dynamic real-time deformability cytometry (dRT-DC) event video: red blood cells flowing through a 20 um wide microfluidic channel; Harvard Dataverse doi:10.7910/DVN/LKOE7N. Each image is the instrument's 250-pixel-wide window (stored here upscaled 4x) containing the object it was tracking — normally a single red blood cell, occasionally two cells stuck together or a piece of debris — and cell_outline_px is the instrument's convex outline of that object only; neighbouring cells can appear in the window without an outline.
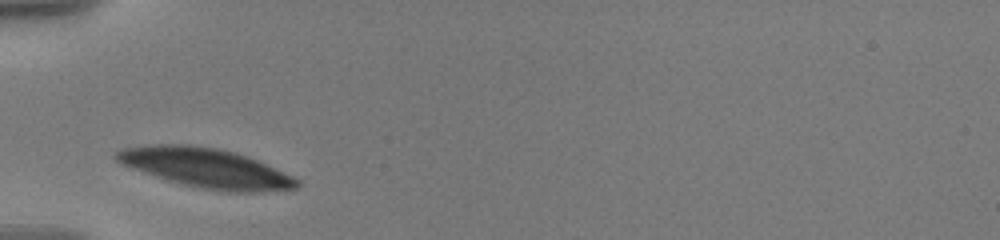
{"species": "human", "species_latin": "Homo sapiens", "temperature_condition": "warm", "stored_images_in_passage": 18, "camera_frame_rate_fps": 3000, "um_per_image_px": 0.085, "donor": {"sex": "male"}, "frame": {"image": 1, "passage_image": 1, "time_ms": 0.0, "image_size_px": [1000, 240], "cell_outline_px": [[300, 184], [296, 188], [260, 192], [236, 192], [204, 188], [184, 184], [168, 180], [120, 164], [112, 156], [120, 148], [152, 144], [188, 144], [216, 148], [236, 152], [248, 156], [292, 176], [300, 180]], "centroid_in_image_um": [17.48, 14.26], "position_along_channel_um": 67.5, "area_um2": 41.21}}
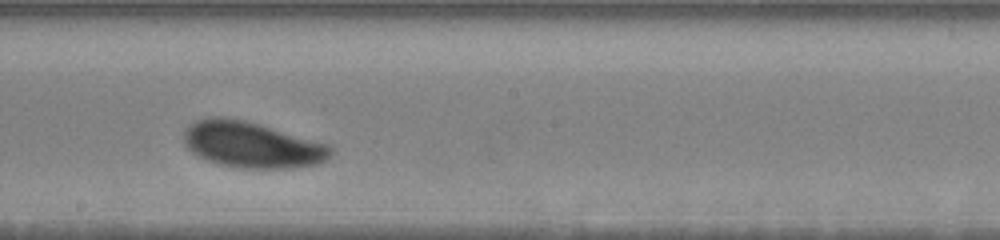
{"frame": {"image": 2, "passage_image": 8, "time_ms": 4.667, "image_size_px": [1000, 240], "cell_outline_px": [[332, 156], [320, 164], [292, 168], [236, 168], [216, 164], [196, 156], [184, 144], [184, 132], [196, 120], [220, 116], [244, 120], [328, 144], [332, 148]], "centroid_in_image_um": [21.41, 12.33], "position_along_channel_um": 226.8, "area_um2": 39.36}}
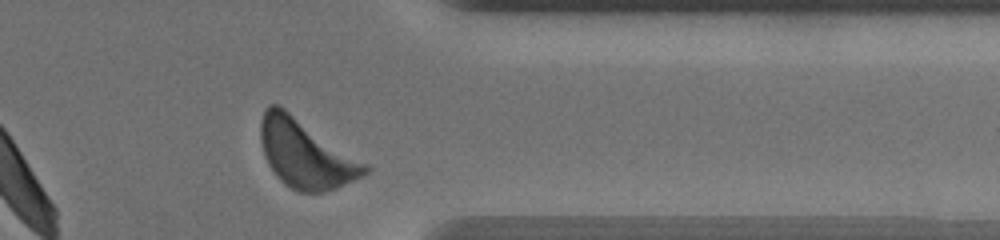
{"frame": {"image": 3, "passage_image": 16, "time_ms": 9.333, "image_size_px": [1000, 240], "cell_outline_px": [[372, 168], [368, 172], [336, 188], [320, 192], [300, 192], [284, 184], [276, 176], [268, 164], [264, 156], [260, 140], [260, 120], [264, 108], [268, 104], [280, 104], [368, 164]], "centroid_in_image_um": [25.95, 13.03], "position_along_channel_um": 385.5, "area_um2": 41.73}, "authors_computed_cell_mechanics": {"area_um2": 38.8705, "velocity_mm_per_s": 3.4863, "shape_relaxation_time_tau1_ms": 1.5981, "shape_relaxation_time_tau2_ms": null, "deformation_change_tau1": 0.1121, "deformation_change_tau2": null}}